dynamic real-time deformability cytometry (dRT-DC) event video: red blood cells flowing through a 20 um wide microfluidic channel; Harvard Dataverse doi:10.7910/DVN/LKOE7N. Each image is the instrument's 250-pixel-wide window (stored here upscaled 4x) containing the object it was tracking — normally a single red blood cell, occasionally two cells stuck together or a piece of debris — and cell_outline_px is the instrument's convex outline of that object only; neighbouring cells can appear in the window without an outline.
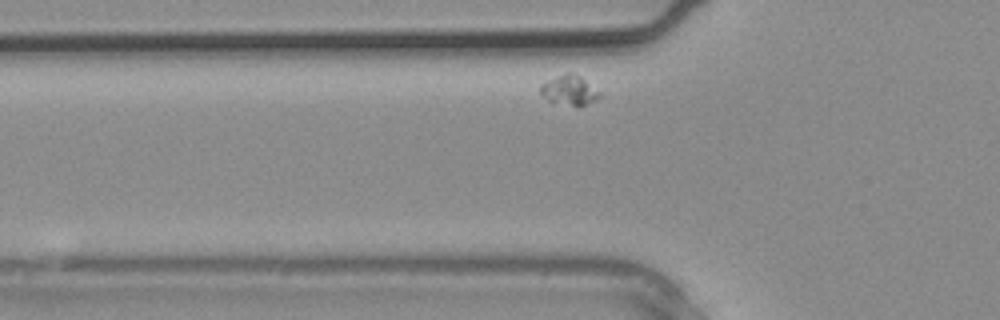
{"species": "common noctule bat (a hibernating species)", "species_latin": "Nyctalus noctula", "temperature_condition": "warm", "stored_images_in_passage": 3, "segment_of_instrument_passage": [2, 2], "camera_frame_rate_fps": 3000, "um_per_image_px": 0.085, "animal": {"sex": "male", "body_mass_g": 20.4}, "frame": {"image": 1, "passage_image": 3, "time_ms": 0.667, "image_size_px": [1000, 320], "cell_outline_px": [[604, 96], [596, 100], [584, 104], [572, 104], [548, 100], [540, 92], [540, 84], [564, 72], [572, 72], [580, 76], [604, 92]], "centroid_in_image_um": [48.48, 7.61], "position_along_channel_um": 77.3, "area_um2": 10.23}}